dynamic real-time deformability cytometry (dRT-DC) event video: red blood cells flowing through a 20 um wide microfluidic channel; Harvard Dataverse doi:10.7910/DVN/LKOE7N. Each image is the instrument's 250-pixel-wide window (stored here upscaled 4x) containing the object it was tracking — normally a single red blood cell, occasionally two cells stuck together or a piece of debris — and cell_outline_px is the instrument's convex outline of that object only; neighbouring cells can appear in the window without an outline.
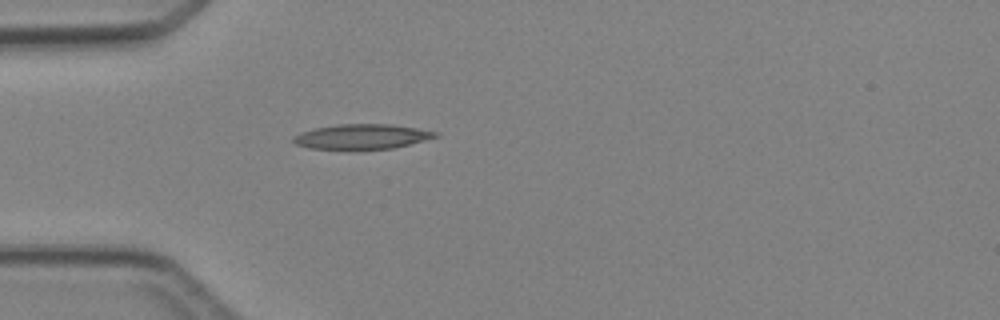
{"species": "Egyptian fruit bat (a non-hibernating species)", "species_latin": "Rousettus aegyptiacus", "temperature_condition": "cold", "stored_images_in_passage": 5, "camera_frame_rate_fps": 3000, "um_per_image_px": 0.085, "animal": {"sex": "female"}, "frame": {"image": 1, "passage_image": 5, "time_ms": 5.333, "image_size_px": [1000, 320], "cell_outline_px": [[440, 136], [392, 148], [360, 152], [308, 148], [296, 144], [292, 140], [292, 136], [300, 132], [312, 128], [336, 124], [392, 124], [440, 132]], "centroid_in_image_um": [30.7, 11.64], "position_along_channel_um": 54.3, "area_um2": 21.62}}